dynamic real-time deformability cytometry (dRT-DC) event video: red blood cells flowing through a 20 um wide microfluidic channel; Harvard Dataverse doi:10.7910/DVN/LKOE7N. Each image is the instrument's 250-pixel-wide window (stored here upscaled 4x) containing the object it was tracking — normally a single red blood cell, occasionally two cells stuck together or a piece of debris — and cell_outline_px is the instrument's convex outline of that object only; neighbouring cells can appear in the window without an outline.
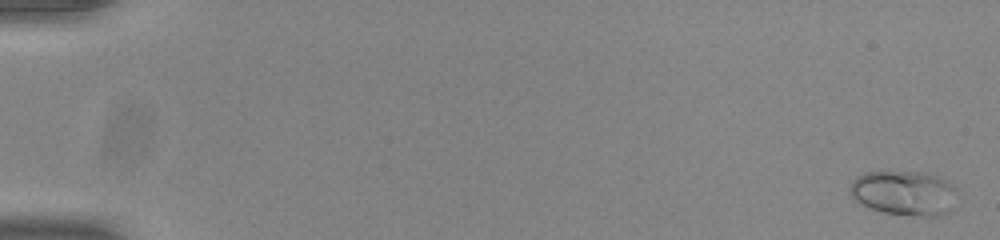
{"species": "common noctule bat (a hibernating species)", "species_latin": "Nyctalus noctula", "temperature_condition": "room temperature", "stored_images_in_passage": 55, "camera_frame_rate_fps": 3000, "um_per_image_px": 0.085, "animal": {"sex": "male", "body_mass_g": 20.0, "forearm_length_mm": 53.3}, "frame": {"image": 1, "passage_image": 2, "time_ms": 0.333, "image_size_px": [1000, 240], "cell_outline_px": [[960, 192], [948, 212], [936, 216], [924, 216], [884, 212], [868, 208], [860, 204], [848, 192], [848, 188], [852, 180], [856, 176], [864, 172], [920, 172], [936, 176], [948, 180]], "centroid_in_image_um": [76.84, 16.4], "position_along_channel_um": 8.2, "area_um2": 28.21}}
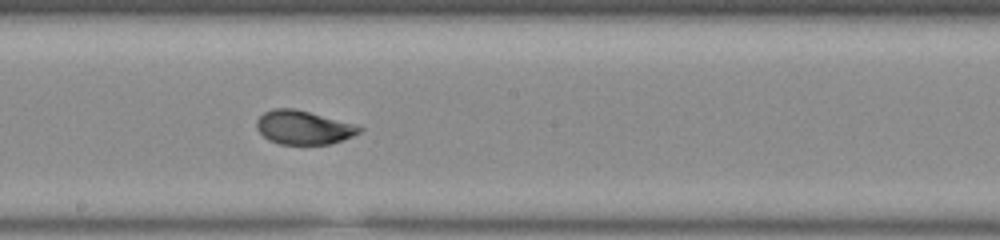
{"frame": {"image": 2, "passage_image": 32, "time_ms": 10.333, "image_size_px": [1000, 240], "cell_outline_px": [[364, 128], [360, 132], [352, 136], [328, 144], [280, 144], [268, 140], [256, 128], [256, 120], [264, 112], [272, 108], [296, 108], [356, 124]], "centroid_in_image_um": [25.78, 10.82], "position_along_channel_um": 222.4, "area_um2": 20.29}}
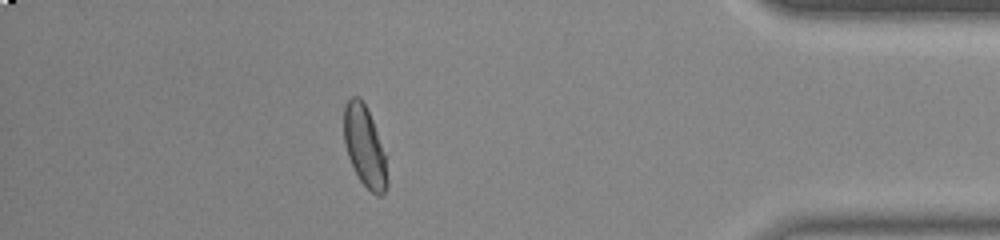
{"frame": {"image": 3, "passage_image": 49, "time_ms": 16.0, "image_size_px": [1000, 240], "cell_outline_px": [[388, 184], [384, 192], [380, 196], [376, 196], [360, 180], [348, 156], [344, 144], [344, 104], [352, 96], [360, 96], [372, 120], [384, 156], [388, 180]], "centroid_in_image_um": [30.97, 12.45], "position_along_channel_um": 404.2, "area_um2": 19.83}, "authors_computed_cell_mechanics": {"area_um2": 20.519, "velocity_mm_per_s": 3.8557, "shape_relaxation_time_tau1_ms": 4.0301, "shape_relaxation_time_tau2_ms": 0.816, "deformation_change_tau1": 0.1456, "deformation_change_tau2": 0.0563}}